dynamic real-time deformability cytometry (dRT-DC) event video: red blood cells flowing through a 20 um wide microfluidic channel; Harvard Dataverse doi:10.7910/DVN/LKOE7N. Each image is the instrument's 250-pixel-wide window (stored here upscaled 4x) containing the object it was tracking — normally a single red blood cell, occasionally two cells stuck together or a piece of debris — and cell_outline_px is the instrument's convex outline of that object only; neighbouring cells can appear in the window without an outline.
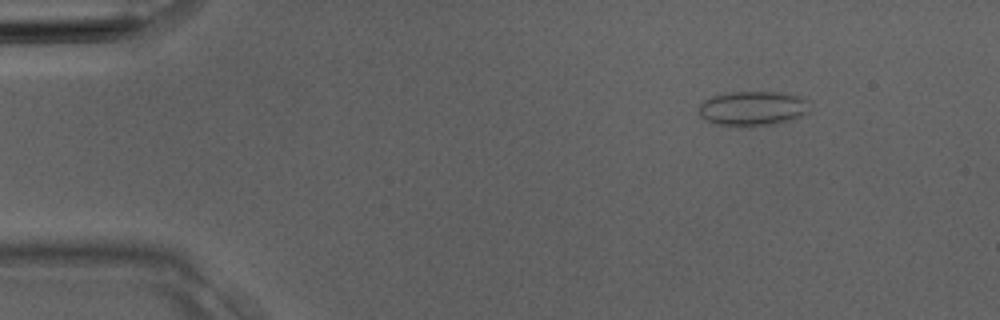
{"species": "Egyptian fruit bat (a non-hibernating species)", "species_latin": "Rousettus aegyptiacus", "temperature_condition": "room temperature", "stored_images_in_passage": 3, "camera_frame_rate_fps": 3000, "um_per_image_px": 0.085, "animal": {"sex": "male"}, "frame": {"image": 1, "passage_image": 1, "time_ms": 0.0, "image_size_px": [1000, 320], "cell_outline_px": [[812, 112], [776, 124], [752, 128], [740, 128], [716, 124], [704, 120], [700, 116], [700, 104], [704, 100], [712, 96], [728, 92], [780, 92], [800, 96], [808, 100]], "centroid_in_image_um": [64.0, 9.25], "position_along_channel_um": 21.0, "area_um2": 23.12}}
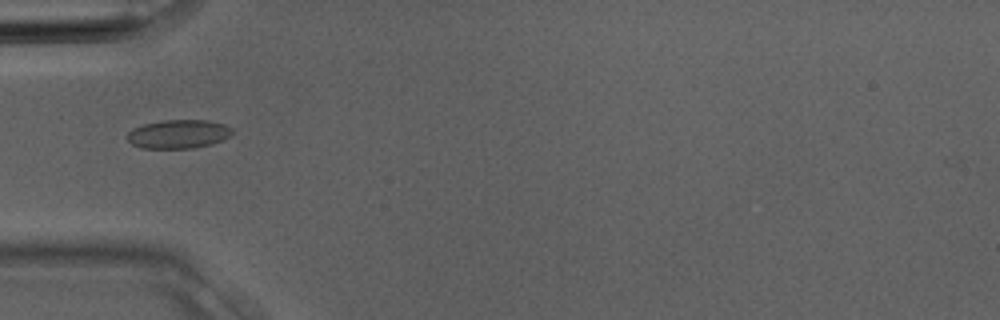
{"frame": {"image": 2, "passage_image": 3, "time_ms": 0.667, "image_size_px": [1000, 320], "cell_outline_px": [[232, 132], [228, 136], [212, 144], [192, 148], [140, 148], [132, 144], [128, 140], [128, 132], [132, 128], [144, 124], [164, 120], [208, 120], [224, 124], [232, 128]], "centroid_in_image_um": [15.14, 11.39], "position_along_channel_um": 69.9, "area_um2": 17.46}}